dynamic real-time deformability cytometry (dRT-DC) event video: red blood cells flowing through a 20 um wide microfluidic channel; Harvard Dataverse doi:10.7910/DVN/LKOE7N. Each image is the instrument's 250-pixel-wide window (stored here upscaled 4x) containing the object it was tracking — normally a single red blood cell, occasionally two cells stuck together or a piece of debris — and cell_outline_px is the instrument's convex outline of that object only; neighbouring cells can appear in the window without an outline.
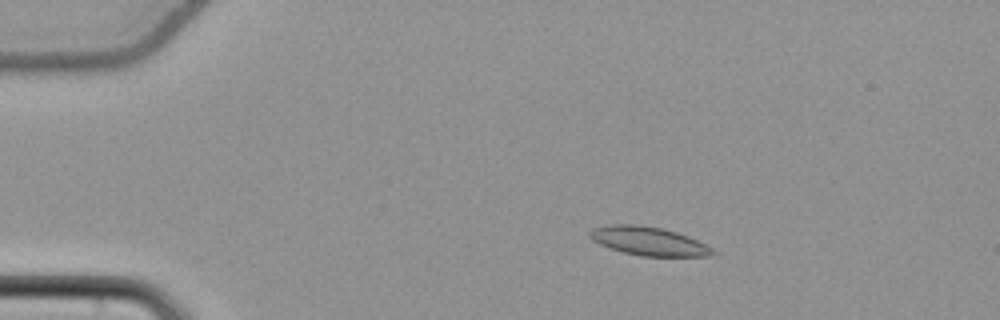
{"species": "common noctule bat (a hibernating species)", "species_latin": "Nyctalus noctula", "temperature_condition": "cold", "stored_images_in_passage": 56, "camera_frame_rate_fps": 3000, "um_per_image_px": 0.085, "animal": {"sex": "female", "body_mass_g": 22.7, "forearm_length_mm": 54.2}, "frame": {"image": 1, "passage_image": 12, "time_ms": 3.667, "image_size_px": [1000, 320], "cell_outline_px": [[720, 252], [708, 256], [640, 256], [608, 248], [592, 240], [588, 236], [588, 232], [592, 228], [608, 224], [640, 224], [664, 228], [688, 236]], "centroid_in_image_um": [55.1, 20.48], "position_along_channel_um": 29.9, "area_um2": 20.75}}
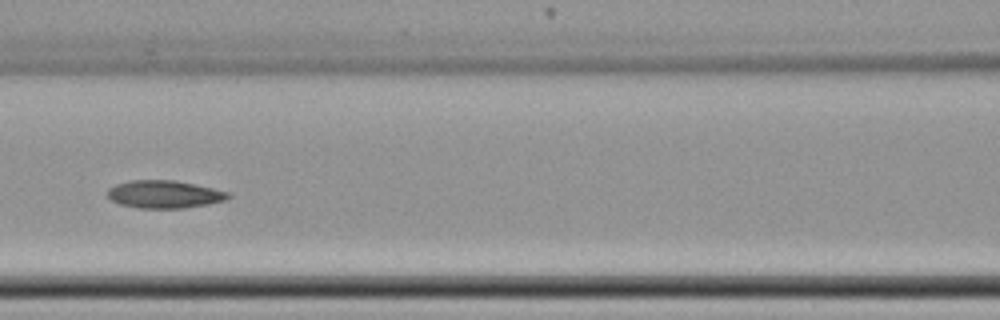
{"frame": {"image": 2, "passage_image": 27, "time_ms": 8.667, "image_size_px": [1000, 320], "cell_outline_px": [[232, 196], [228, 200], [208, 204], [184, 208], [140, 208], [120, 204], [112, 200], [108, 196], [108, 188], [116, 184], [132, 180], [176, 180], [212, 188], [228, 192]], "centroid_in_image_um": [14.0, 16.51], "position_along_channel_um": 152.6, "area_um2": 19.48}}
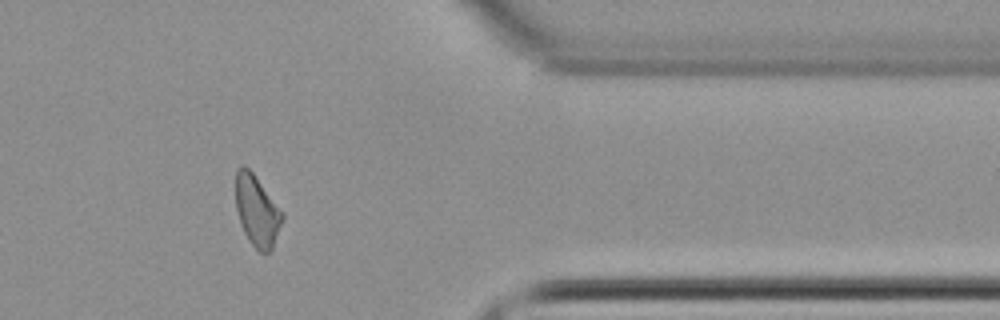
{"frame": {"image": 3, "passage_image": 47, "time_ms": 15.333, "image_size_px": [1000, 320], "cell_outline_px": [[284, 216], [272, 248], [268, 252], [260, 252], [248, 240], [244, 232], [236, 208], [236, 168], [240, 164], [244, 164], [252, 172], [284, 212]], "centroid_in_image_um": [21.84, 17.88], "position_along_channel_um": 389.6, "area_um2": 19.13}, "authors_computed_cell_mechanics": {"area_um2": 19.7387, "velocity_mm_per_s": 3.8184, "shape_relaxation_time_tau1_ms": 9.9693, "shape_relaxation_time_tau2_ms": 6.5077, "deformation_change_tau1": 0.1676, "deformation_change_tau2": 0.1318}}